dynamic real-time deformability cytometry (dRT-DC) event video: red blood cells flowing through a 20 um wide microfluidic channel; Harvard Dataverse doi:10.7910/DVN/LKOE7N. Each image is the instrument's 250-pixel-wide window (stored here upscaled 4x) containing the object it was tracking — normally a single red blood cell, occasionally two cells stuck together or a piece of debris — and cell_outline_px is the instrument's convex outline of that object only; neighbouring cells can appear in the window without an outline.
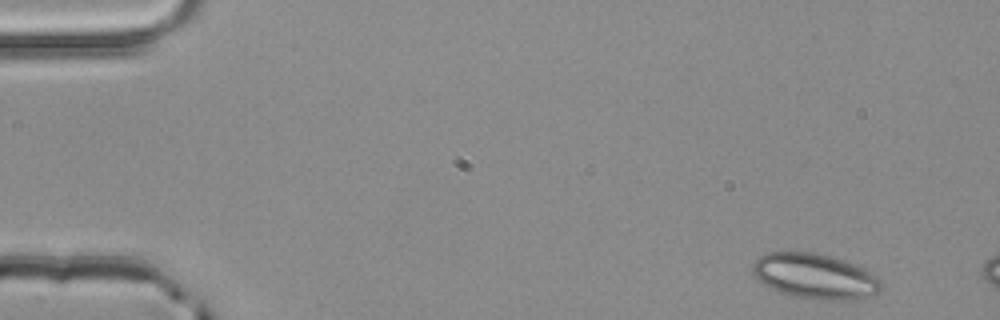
{"species": "common noctule bat (a hibernating species)", "species_latin": "Nyctalus noctula", "temperature_condition": "room temperature", "stored_images_in_passage": 4, "segment_of_instrument_passage": [1, 2], "camera_frame_rate_fps": 3000, "um_per_image_px": 0.085, "animal": {"sex": "male", "body_mass_g": 20.4}, "frame": {"image": 1, "passage_image": 1, "time_ms": 0.0, "image_size_px": [1000, 320], "cell_outline_px": [[880, 288], [876, 292], [856, 300], [824, 300], [788, 296], [764, 284], [756, 276], [752, 268], [752, 264], [764, 252], [812, 252], [844, 260], [864, 268], [872, 272], [880, 280]], "centroid_in_image_um": [69.25, 23.48], "position_along_channel_um": 15.7, "area_um2": 33.7}}